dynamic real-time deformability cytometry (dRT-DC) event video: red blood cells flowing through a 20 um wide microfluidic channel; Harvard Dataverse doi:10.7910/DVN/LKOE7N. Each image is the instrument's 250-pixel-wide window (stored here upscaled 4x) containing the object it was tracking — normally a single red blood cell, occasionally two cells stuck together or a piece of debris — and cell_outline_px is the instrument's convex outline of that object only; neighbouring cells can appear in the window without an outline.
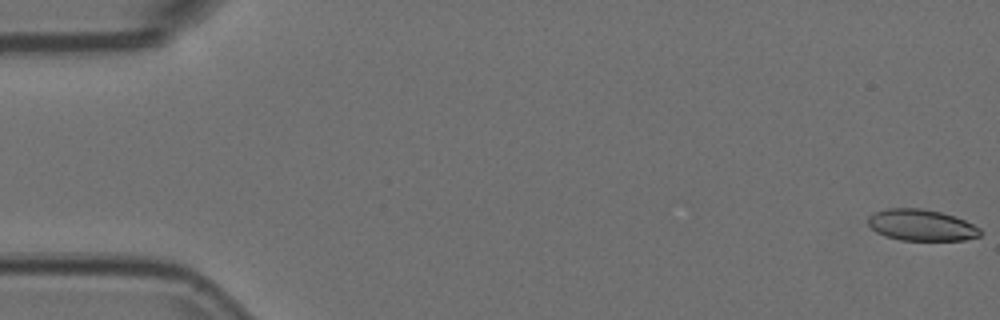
{"species": "Egyptian fruit bat (a non-hibernating species)", "species_latin": "Rousettus aegyptiacus", "temperature_condition": "room temperature", "stored_images_in_passage": 56, "segment_of_instrument_passage": [1, 2], "camera_frame_rate_fps": 3000, "um_per_image_px": 0.085, "animal": {"sex": "female"}, "frame": {"image": 1, "passage_image": 1, "time_ms": 0.0, "image_size_px": [1000, 320], "cell_outline_px": [[980, 236], [964, 240], [900, 240], [876, 232], [868, 224], [868, 216], [872, 212], [884, 208], [920, 208], [940, 212], [964, 220], [980, 228]], "centroid_in_image_um": [78.27, 19.12], "position_along_channel_um": 6.7, "area_um2": 20.4}}
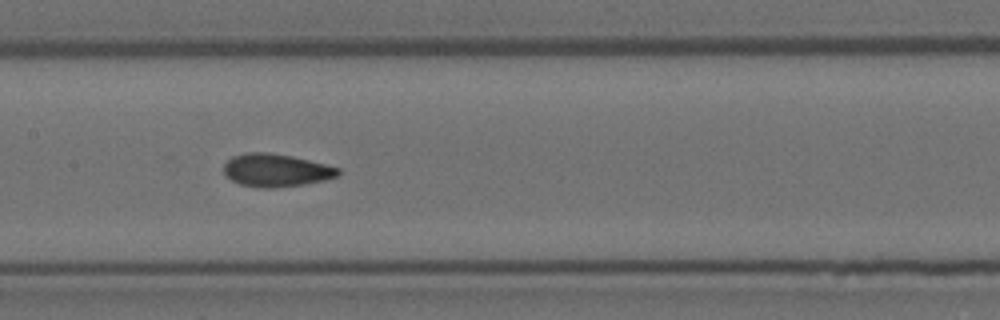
{"frame": {"image": 2, "passage_image": 27, "time_ms": 8.667, "image_size_px": [1000, 320], "cell_outline_px": [[340, 176], [324, 180], [304, 184], [276, 188], [260, 188], [240, 184], [224, 176], [224, 164], [232, 156], [244, 152], [268, 152], [292, 156], [340, 168]], "centroid_in_image_um": [23.44, 14.47], "position_along_channel_um": 184.0, "area_um2": 22.08}}
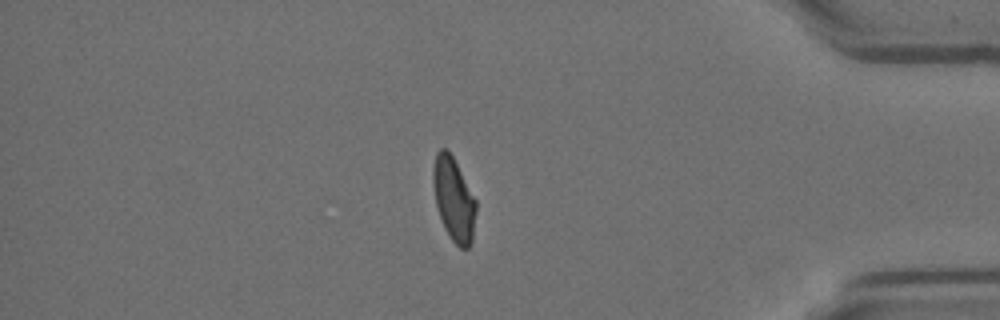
{"frame": {"image": 3, "passage_image": 47, "time_ms": 15.333, "image_size_px": [1000, 320], "cell_outline_px": [[476, 212], [472, 240], [468, 248], [460, 248], [448, 236], [444, 228], [436, 204], [432, 180], [432, 172], [436, 152], [440, 148], [444, 148], [452, 156], [476, 200]], "centroid_in_image_um": [38.56, 16.95], "position_along_channel_um": 396.6, "area_um2": 20.69}}